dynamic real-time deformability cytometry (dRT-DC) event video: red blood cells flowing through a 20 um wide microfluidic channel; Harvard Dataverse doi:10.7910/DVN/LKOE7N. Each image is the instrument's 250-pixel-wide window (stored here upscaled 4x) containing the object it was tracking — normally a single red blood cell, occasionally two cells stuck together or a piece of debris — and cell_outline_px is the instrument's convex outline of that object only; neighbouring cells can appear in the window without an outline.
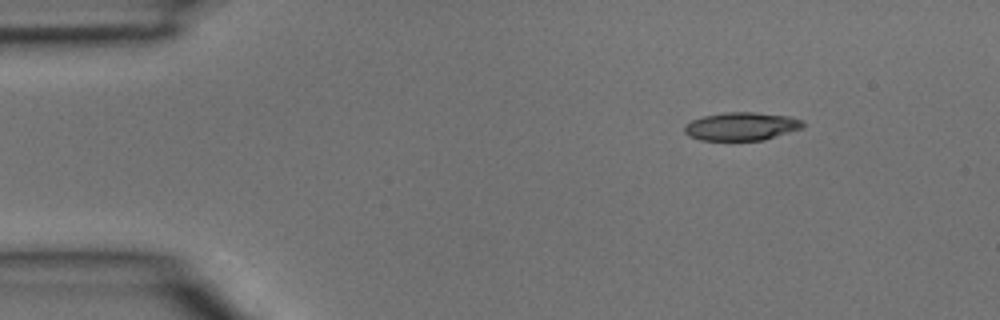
{"species": "common noctule bat (a hibernating species)", "species_latin": "Nyctalus noctula", "temperature_condition": "room temperature", "stored_images_in_passage": 4, "camera_frame_rate_fps": 3000, "um_per_image_px": 0.085, "animal": {"sex": "male", "body_mass_g": 15.6}, "frame": {"image": 1, "passage_image": 1, "time_ms": 0.0, "image_size_px": [1000, 320], "cell_outline_px": [[804, 128], [764, 140], [700, 140], [688, 136], [684, 132], [684, 128], [692, 120], [704, 116], [724, 112], [756, 112], [788, 116], [804, 120]], "centroid_in_image_um": [63.06, 10.74], "position_along_channel_um": 21.9, "area_um2": 19.54}}
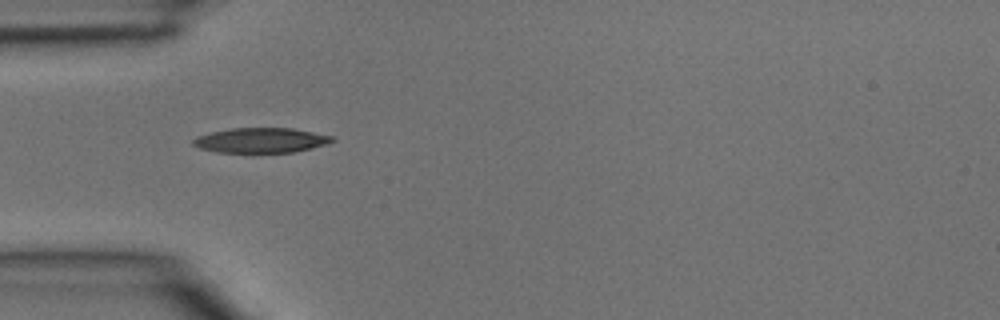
{"frame": {"image": 2, "passage_image": 3, "time_ms": 0.667, "image_size_px": [1000, 320], "cell_outline_px": [[336, 140], [328, 144], [312, 148], [292, 152], [216, 152], [200, 148], [192, 144], [192, 140], [196, 136], [212, 132], [232, 128], [292, 128], [332, 136]], "centroid_in_image_um": [22.18, 11.92], "position_along_channel_um": 62.8, "area_um2": 20.11}}